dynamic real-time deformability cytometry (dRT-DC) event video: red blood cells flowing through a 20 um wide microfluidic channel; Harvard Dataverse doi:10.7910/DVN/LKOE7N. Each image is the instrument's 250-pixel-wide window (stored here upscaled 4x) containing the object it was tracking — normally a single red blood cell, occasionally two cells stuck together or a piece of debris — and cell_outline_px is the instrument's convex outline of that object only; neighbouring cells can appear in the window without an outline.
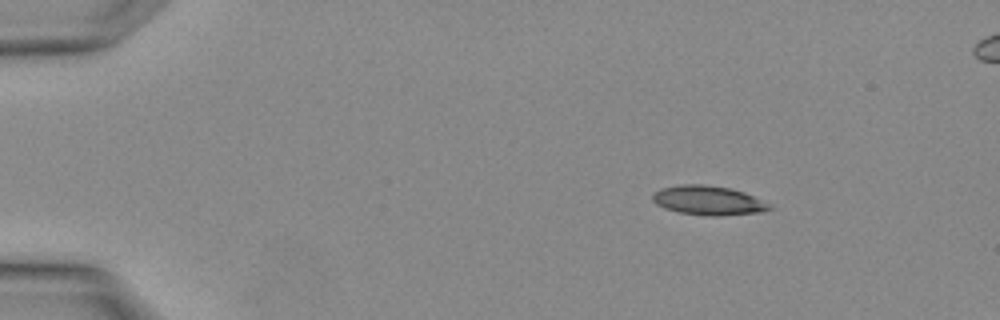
{"species": "Egyptian fruit bat (a non-hibernating species)", "species_latin": "Rousettus aegyptiacus", "temperature_condition": "warm", "stored_images_in_passage": 3, "camera_frame_rate_fps": 3000, "um_per_image_px": 0.085, "animal": {"sex": "female"}, "frame": {"image": 1, "passage_image": 1, "time_ms": 0.0, "image_size_px": [1000, 320], "cell_outline_px": [[772, 208], [760, 212], [716, 216], [712, 216], [680, 212], [664, 208], [656, 204], [652, 200], [652, 192], [660, 188], [680, 184], [704, 184], [732, 188], [744, 192], [772, 204]], "centroid_in_image_um": [60.18, 17.02], "position_along_channel_um": 24.8, "area_um2": 20.06}}